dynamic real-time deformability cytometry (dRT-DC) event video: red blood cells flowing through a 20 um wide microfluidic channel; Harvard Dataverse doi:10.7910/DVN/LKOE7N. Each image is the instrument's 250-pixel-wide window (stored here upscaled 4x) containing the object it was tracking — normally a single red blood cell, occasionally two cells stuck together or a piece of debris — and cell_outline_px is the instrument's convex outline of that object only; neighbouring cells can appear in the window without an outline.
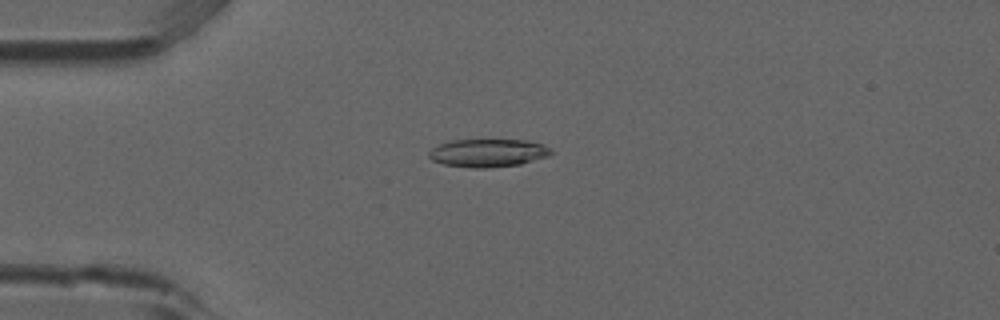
{"species": "common noctule bat (a hibernating species)", "species_latin": "Nyctalus noctula", "temperature_condition": "room temperature", "stored_images_in_passage": 53, "camera_frame_rate_fps": 3000, "um_per_image_px": 0.085, "animal": {"sex": "male", "forearm_length_mm": 52.5}, "frame": {"image": 1, "passage_image": 14, "time_ms": 4.333, "image_size_px": [1000, 320], "cell_outline_px": [[552, 152], [548, 156], [520, 164], [488, 168], [472, 168], [444, 164], [432, 160], [428, 156], [428, 152], [432, 148], [440, 144], [452, 140], [524, 140], [544, 144], [552, 148]], "centroid_in_image_um": [41.49, 13.0], "position_along_channel_um": 43.5, "area_um2": 19.94}}
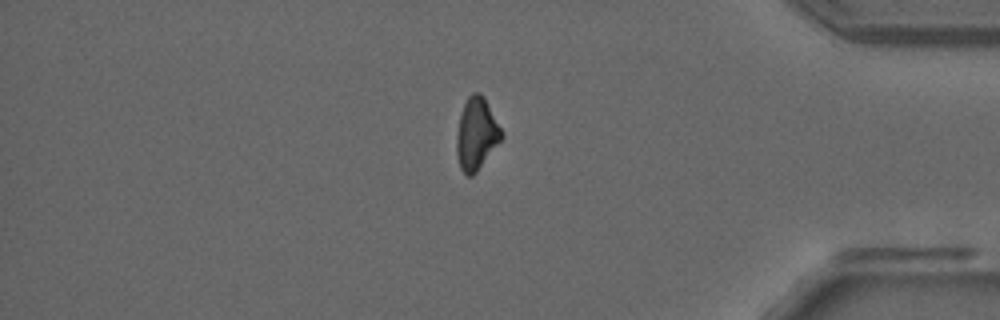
{"frame": {"image": 2, "passage_image": 45, "time_ms": 14.667, "image_size_px": [1000, 320], "cell_outline_px": [[504, 136], [476, 172], [472, 176], [468, 176], [460, 168], [456, 152], [456, 136], [460, 116], [464, 104], [468, 96], [472, 92], [480, 92], [484, 96], [504, 132]], "centroid_in_image_um": [40.51, 11.35], "position_along_channel_um": 394.7, "area_um2": 18.9}}
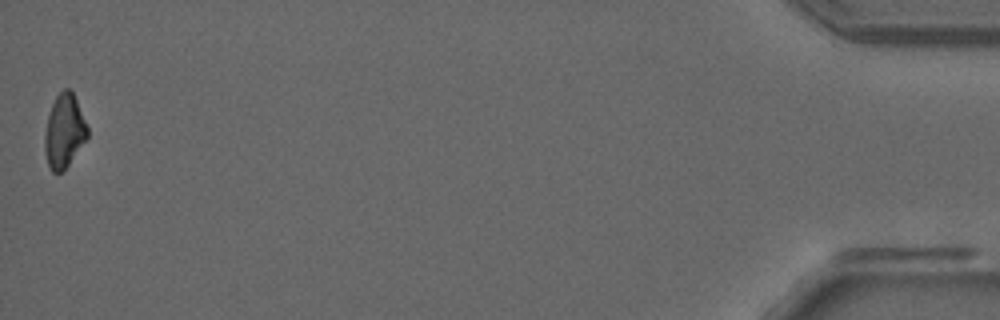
{"frame": {"image": 3, "passage_image": 53, "time_ms": 17.333, "image_size_px": [1000, 320], "cell_outline_px": [[88, 136], [68, 164], [60, 172], [52, 172], [48, 164], [44, 152], [44, 132], [48, 116], [52, 104], [56, 96], [64, 88], [68, 88], [72, 92], [76, 100], [88, 128]], "centroid_in_image_um": [5.43, 11.13], "position_along_channel_um": 429.8, "area_um2": 17.98}}